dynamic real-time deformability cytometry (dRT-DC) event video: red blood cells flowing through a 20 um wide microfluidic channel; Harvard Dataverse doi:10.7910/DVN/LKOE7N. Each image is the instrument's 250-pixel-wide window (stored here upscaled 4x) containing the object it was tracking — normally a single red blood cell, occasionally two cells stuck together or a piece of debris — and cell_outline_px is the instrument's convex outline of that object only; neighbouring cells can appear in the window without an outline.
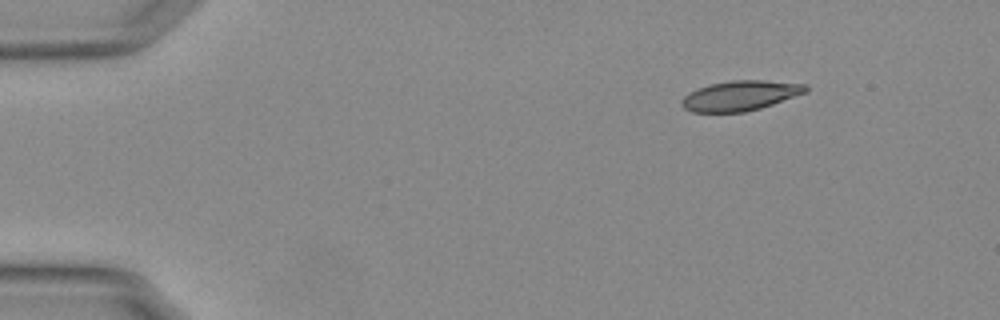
{"species": "Egyptian fruit bat (a non-hibernating species)", "species_latin": "Rousettus aegyptiacus", "temperature_condition": "warm", "stored_images_in_passage": 49, "camera_frame_rate_fps": 3000, "um_per_image_px": 0.085, "animal": {"sex": "female"}, "frame": {"image": 1, "passage_image": 1, "time_ms": 0.0, "image_size_px": [1000, 320], "cell_outline_px": [[808, 92], [760, 108], [744, 112], [692, 112], [684, 108], [680, 104], [680, 100], [688, 92], [712, 84], [732, 80], [764, 80], [808, 84]], "centroid_in_image_um": [62.93, 8.13], "position_along_channel_um": 22.1, "area_um2": 21.68}}
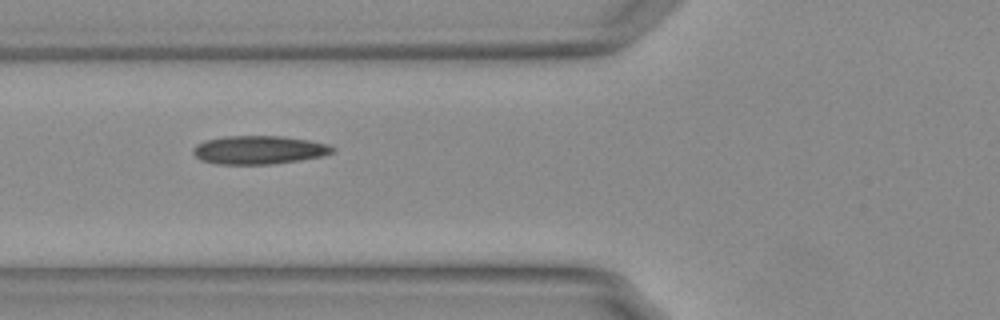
{"frame": {"image": 2, "passage_image": 15, "time_ms": 4.667, "image_size_px": [1000, 320], "cell_outline_px": [[336, 152], [320, 156], [300, 160], [272, 164], [216, 164], [200, 160], [192, 152], [192, 148], [196, 144], [204, 140], [224, 136], [280, 136], [308, 140], [328, 144], [336, 148]], "centroid_in_image_um": [21.99, 12.74], "position_along_channel_um": 103.8, "area_um2": 23.24}}
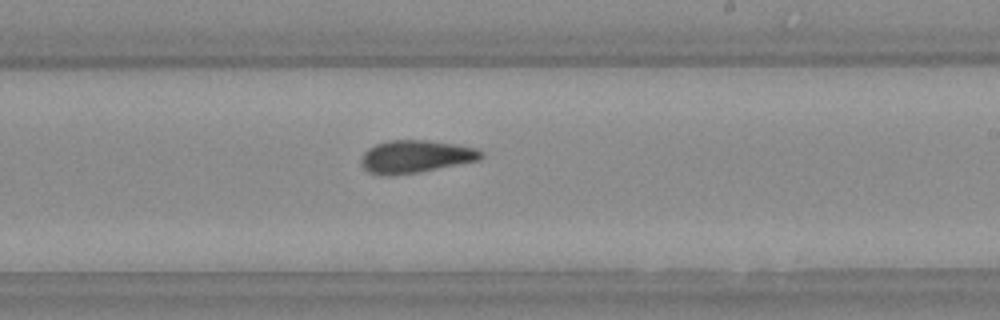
{"frame": {"image": 3, "passage_image": 27, "time_ms": 8.667, "image_size_px": [1000, 320], "cell_outline_px": [[484, 156], [480, 160], [420, 172], [388, 176], [368, 172], [364, 168], [360, 160], [364, 152], [368, 148], [376, 144], [388, 140], [428, 140], [456, 144], [476, 148], [484, 152]], "centroid_in_image_um": [35.34, 13.3], "position_along_channel_um": 253.7, "area_um2": 23.0}, "authors_computed_cell_mechanics": {"area_um2": 22.253, "velocity_mm_per_s": 3.7511, "shape_relaxation_time_tau1_ms": null, "shape_relaxation_time_tau2_ms": 3.496, "deformation_change_tau1": null, "deformation_change_tau2": 0.0862}}